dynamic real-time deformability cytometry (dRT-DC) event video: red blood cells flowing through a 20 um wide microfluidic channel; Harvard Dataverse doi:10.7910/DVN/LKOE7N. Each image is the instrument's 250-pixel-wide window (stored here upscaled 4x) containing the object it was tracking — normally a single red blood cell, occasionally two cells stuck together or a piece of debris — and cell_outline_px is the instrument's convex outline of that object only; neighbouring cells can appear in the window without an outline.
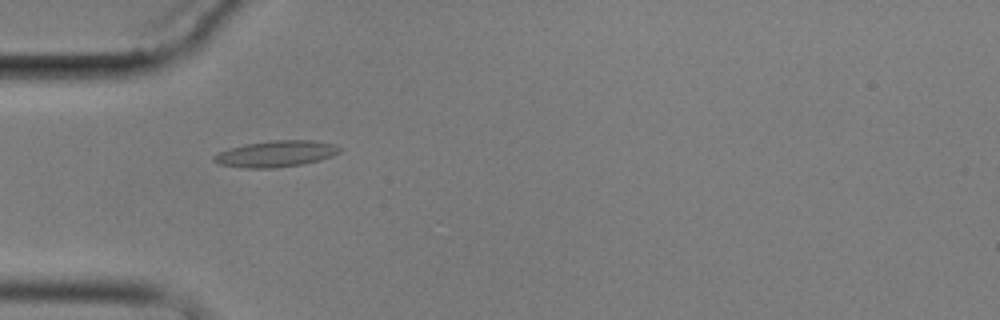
{"species": "common noctule bat (a hibernating species)", "species_latin": "Nyctalus noctula", "temperature_condition": "cold", "stored_images_in_passage": 2, "camera_frame_rate_fps": 3000, "um_per_image_px": 0.085, "animal": {"sex": "male", "body_mass_g": 17.9}, "frame": {"image": 1, "passage_image": 2, "time_ms": 1.667, "image_size_px": [1000, 320], "cell_outline_px": [[340, 152], [332, 156], [320, 160], [300, 164], [276, 168], [240, 168], [220, 164], [212, 160], [212, 156], [220, 152], [244, 144], [272, 140], [312, 140], [336, 144], [340, 148]], "centroid_in_image_um": [23.46, 13.07], "position_along_channel_um": 61.5, "area_um2": 19.25}}